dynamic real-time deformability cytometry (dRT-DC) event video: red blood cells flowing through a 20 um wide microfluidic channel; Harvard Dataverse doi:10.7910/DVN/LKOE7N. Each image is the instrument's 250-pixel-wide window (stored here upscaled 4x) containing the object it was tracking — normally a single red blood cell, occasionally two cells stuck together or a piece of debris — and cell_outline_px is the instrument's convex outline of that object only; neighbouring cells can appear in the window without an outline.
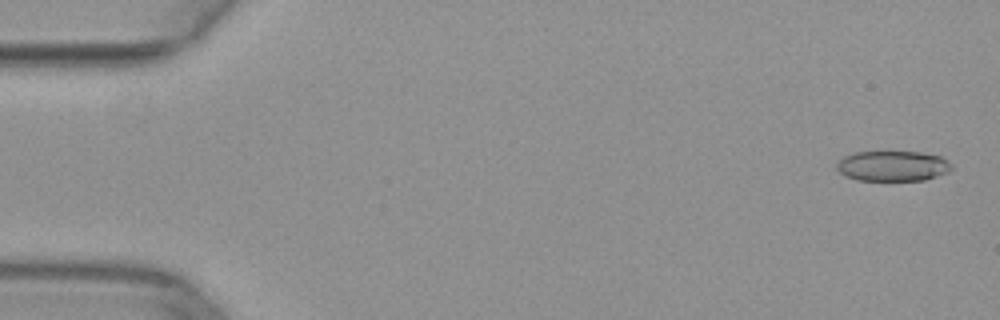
{"species": "common noctule bat (a hibernating species)", "species_latin": "Nyctalus noctula", "temperature_condition": "warm", "stored_images_in_passage": 13, "camera_frame_rate_fps": 3000, "um_per_image_px": 0.085, "animal": {"sex": "female", "body_mass_g": 29.2, "forearm_length_mm": 56.3}, "frame": {"image": 1, "passage_image": 2, "time_ms": 0.333, "image_size_px": [1000, 320], "cell_outline_px": [[952, 168], [948, 172], [924, 180], [856, 180], [844, 176], [836, 168], [836, 164], [844, 156], [856, 152], [920, 152], [940, 156], [948, 160], [952, 164]], "centroid_in_image_um": [75.88, 14.11], "position_along_channel_um": 9.1, "area_um2": 20.29}}